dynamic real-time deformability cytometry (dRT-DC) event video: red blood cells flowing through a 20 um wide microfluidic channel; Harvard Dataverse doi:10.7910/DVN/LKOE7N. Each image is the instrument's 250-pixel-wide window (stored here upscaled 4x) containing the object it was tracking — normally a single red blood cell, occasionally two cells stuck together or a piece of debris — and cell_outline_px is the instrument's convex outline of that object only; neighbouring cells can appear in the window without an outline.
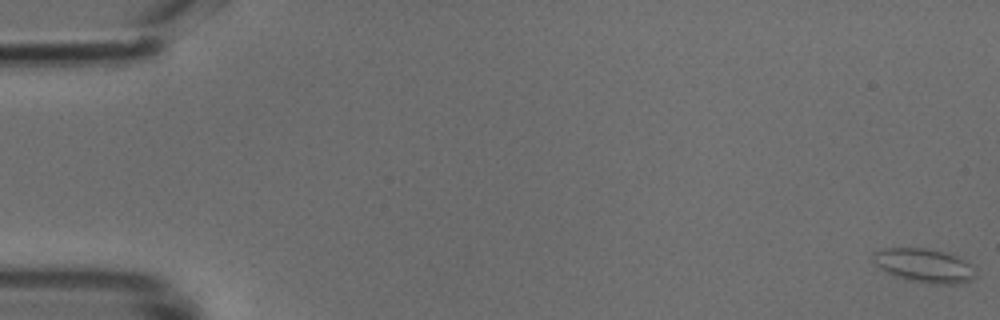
{"species": "common noctule bat (a hibernating species)", "species_latin": "Nyctalus noctula", "temperature_condition": "cold", "stored_images_in_passage": 50, "camera_frame_rate_fps": 3000, "um_per_image_px": 0.085, "animal": {"sex": "male", "body_mass_g": 18.8}, "frame": {"image": 1, "passage_image": 1, "time_ms": 0.0, "image_size_px": [1000, 320], "cell_outline_px": [[976, 276], [972, 280], [960, 284], [928, 284], [904, 280], [880, 268], [872, 260], [872, 252], [884, 248], [924, 248], [944, 252], [956, 256], [964, 260], [976, 268]], "centroid_in_image_um": [78.57, 22.59], "position_along_channel_um": 6.4, "area_um2": 20.52}}
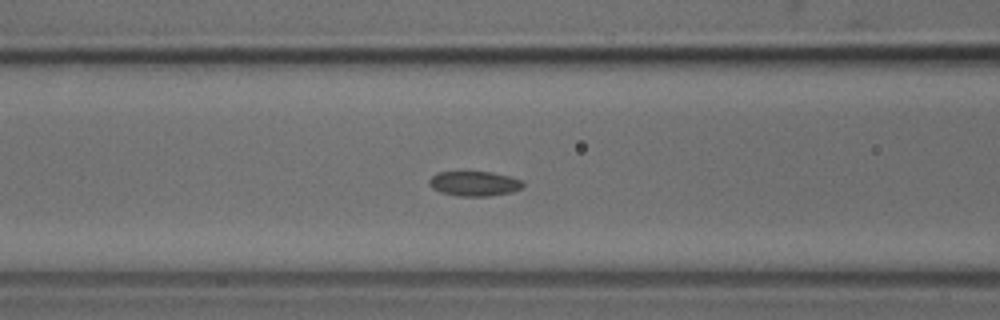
{"frame": {"image": 2, "passage_image": 21, "time_ms": 6.667, "image_size_px": [1000, 320], "cell_outline_px": [[524, 184], [520, 188], [512, 192], [488, 196], [456, 196], [440, 192], [432, 188], [428, 184], [428, 180], [432, 176], [440, 172], [492, 172], [512, 176], [524, 180]], "centroid_in_image_um": [40.33, 15.6], "position_along_channel_um": 126.3, "area_um2": 13.7}}
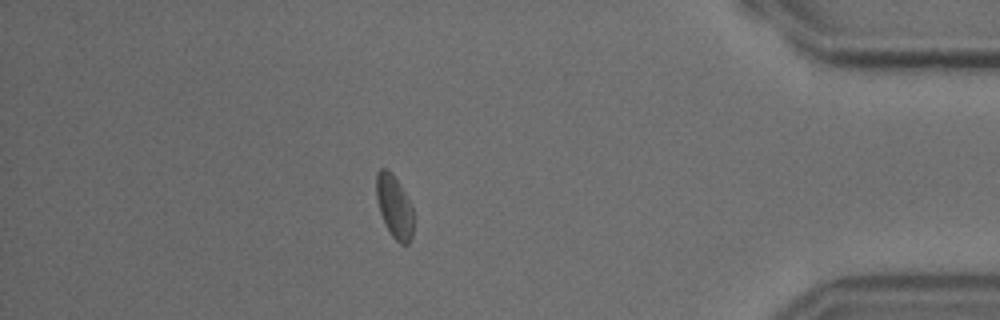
{"frame": {"image": 3, "passage_image": 44, "time_ms": 14.333, "image_size_px": [1000, 320], "cell_outline_px": [[412, 236], [408, 244], [400, 244], [392, 236], [380, 212], [376, 196], [376, 172], [380, 168], [384, 168], [400, 184], [412, 208]], "centroid_in_image_um": [33.5, 17.57], "position_along_channel_um": 401.7, "area_um2": 13.12}}